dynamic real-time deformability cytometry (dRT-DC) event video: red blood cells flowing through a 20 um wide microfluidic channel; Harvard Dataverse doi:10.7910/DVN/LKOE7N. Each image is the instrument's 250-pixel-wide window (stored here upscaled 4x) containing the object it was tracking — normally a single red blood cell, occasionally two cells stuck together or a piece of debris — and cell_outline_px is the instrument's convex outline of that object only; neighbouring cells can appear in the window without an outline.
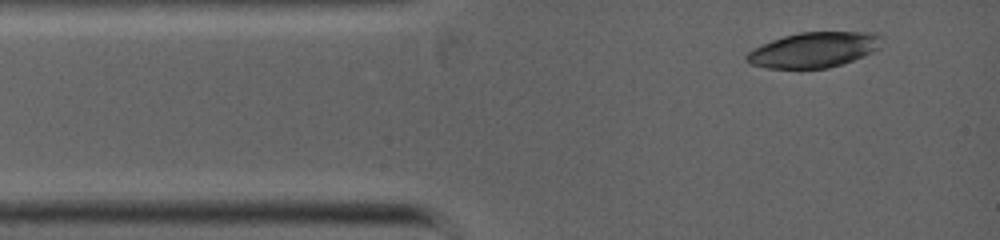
{"species": "common noctule bat (a hibernating species)", "species_latin": "Nyctalus noctula", "temperature_condition": "warm", "stored_images_in_passage": 4, "camera_frame_rate_fps": 5000, "um_per_image_px": 0.085, "animal": {"sex": "female", "body_mass_g": 19.0, "forearm_length_mm": 53.3}, "frame": {"image": 1, "passage_image": 4, "time_ms": 0.4, "image_size_px": [1000, 240], "cell_outline_px": [[880, 48], [864, 56], [828, 68], [768, 68], [748, 64], [744, 60], [744, 56], [752, 48], [772, 40], [784, 36], [800, 32], [872, 32], [880, 36]], "centroid_in_image_um": [69.12, 4.24], "position_along_channel_um": 15.9, "area_um2": 27.74}}